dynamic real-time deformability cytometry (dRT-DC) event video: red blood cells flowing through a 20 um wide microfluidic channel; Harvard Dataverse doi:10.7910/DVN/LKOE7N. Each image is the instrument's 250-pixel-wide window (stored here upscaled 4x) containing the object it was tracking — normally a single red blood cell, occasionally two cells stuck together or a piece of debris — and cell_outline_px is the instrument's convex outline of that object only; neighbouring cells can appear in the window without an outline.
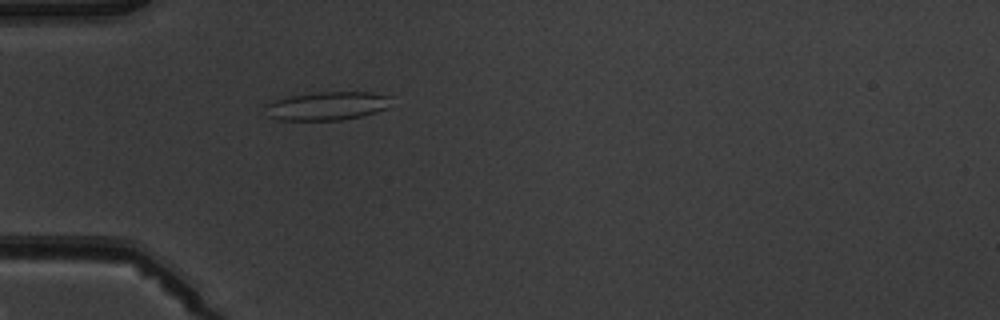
{"species": "common noctule bat (a hibernating species)", "species_latin": "Nyctalus noctula", "temperature_condition": "warm", "stored_images_in_passage": 4, "camera_frame_rate_fps": 3000, "um_per_image_px": 0.085, "animal": {"sex": "male", "body_mass_g": 19.5, "forearm_length_mm": 54.6}, "frame": {"image": 1, "passage_image": 4, "time_ms": 3.667, "image_size_px": [1000, 320], "cell_outline_px": [[392, 96], [388, 108], [376, 112], [360, 116], [340, 120], [280, 120], [268, 116], [264, 104], [268, 100], [316, 92], [368, 92]], "centroid_in_image_um": [27.77, 9.0], "position_along_channel_um": 57.2, "area_um2": 21.04}}